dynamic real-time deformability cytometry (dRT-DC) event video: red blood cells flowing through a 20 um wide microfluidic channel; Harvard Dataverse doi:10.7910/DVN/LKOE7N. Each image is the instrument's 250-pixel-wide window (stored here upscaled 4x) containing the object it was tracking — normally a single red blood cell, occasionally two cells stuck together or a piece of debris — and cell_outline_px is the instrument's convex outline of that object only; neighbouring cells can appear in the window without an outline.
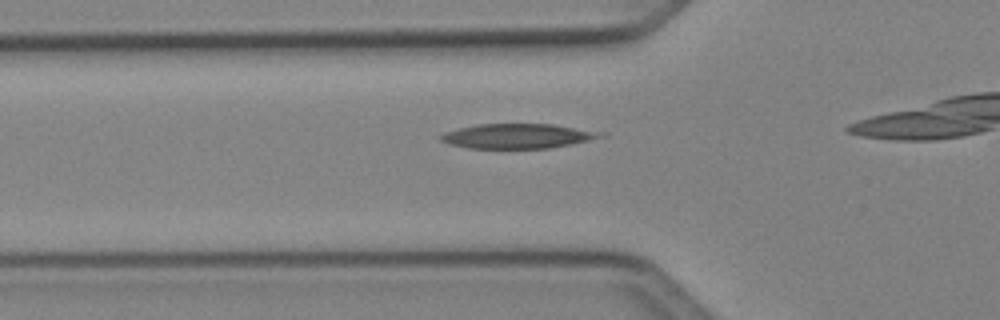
{"species": "Egyptian fruit bat (a non-hibernating species)", "species_latin": "Rousettus aegyptiacus", "temperature_condition": "cold", "stored_images_in_passage": 20, "camera_frame_rate_fps": 3000, "um_per_image_px": 0.085, "animal": {"sex": "female"}, "frame": {"image": 1, "passage_image": 6, "time_ms": 1.667, "image_size_px": [1000, 320], "cell_outline_px": [[608, 136], [572, 144], [548, 148], [468, 148], [448, 144], [440, 140], [440, 136], [444, 132], [476, 124], [552, 124], [608, 132]], "centroid_in_image_um": [44.07, 11.56], "position_along_channel_um": 81.7, "area_um2": 23.24}}
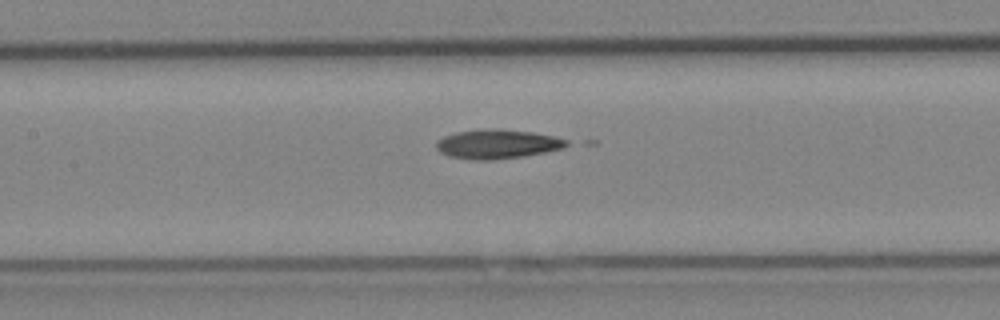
{"frame": {"image": 2, "passage_image": 12, "time_ms": 3.667, "image_size_px": [1000, 320], "cell_outline_px": [[572, 144], [564, 148], [524, 156], [492, 160], [472, 160], [448, 156], [440, 152], [436, 148], [436, 140], [444, 136], [456, 132], [484, 128], [500, 128], [532, 132], [552, 136], [568, 140]], "centroid_in_image_um": [42.26, 12.24], "position_along_channel_um": 165.1, "area_um2": 22.48}}
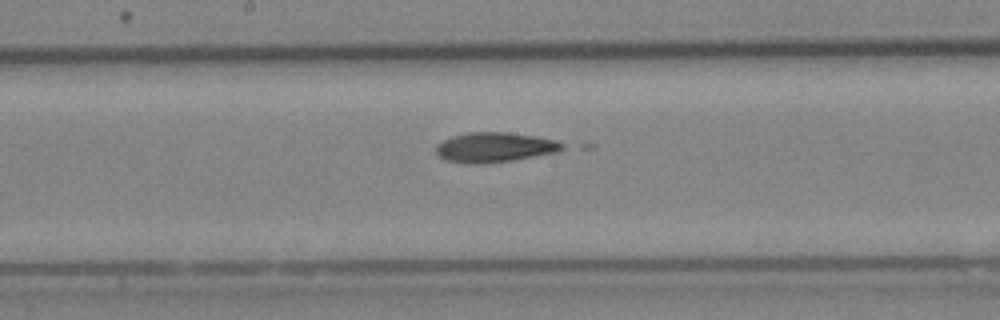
{"frame": {"image": 3, "passage_image": 15, "time_ms": 4.667, "image_size_px": [1000, 320], "cell_outline_px": [[564, 148], [556, 152], [512, 160], [484, 164], [468, 164], [444, 160], [436, 152], [436, 144], [452, 136], [468, 132], [508, 132], [536, 136], [556, 140], [564, 144]], "centroid_in_image_um": [42.02, 12.52], "position_along_channel_um": 206.2, "area_um2": 22.02}}